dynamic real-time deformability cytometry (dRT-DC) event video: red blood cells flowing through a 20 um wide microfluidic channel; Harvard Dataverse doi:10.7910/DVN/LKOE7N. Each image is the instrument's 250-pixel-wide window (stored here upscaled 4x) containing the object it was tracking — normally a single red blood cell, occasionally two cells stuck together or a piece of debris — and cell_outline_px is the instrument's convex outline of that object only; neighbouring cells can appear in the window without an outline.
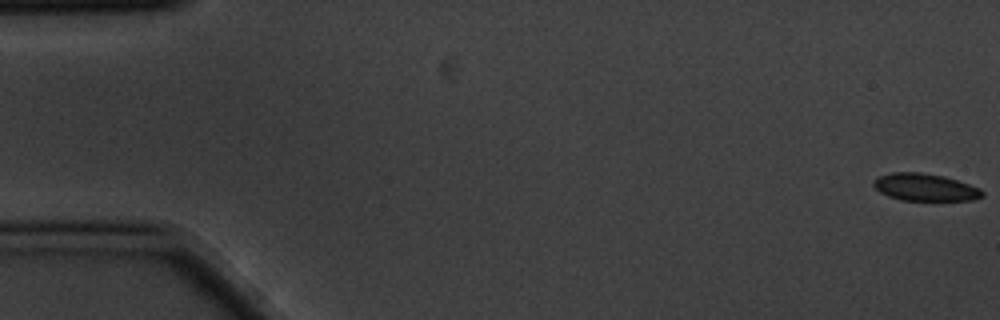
{"species": "common noctule bat (a hibernating species)", "species_latin": "Nyctalus noctula", "temperature_condition": "cold", "stored_images_in_passage": 5, "camera_frame_rate_fps": 3000, "um_per_image_px": 0.085, "animal": {"sex": "male", "body_mass_g": 20.1, "forearm_length_mm": 53.5}, "frame": {"image": 1, "passage_image": 1, "time_ms": 0.0, "image_size_px": [1000, 320], "cell_outline_px": [[984, 196], [972, 200], [900, 200], [888, 196], [880, 192], [872, 184], [872, 180], [880, 176], [892, 172], [920, 172], [944, 176], [980, 188], [984, 192]], "centroid_in_image_um": [78.62, 15.91], "position_along_channel_um": 6.4, "area_um2": 17.28}}
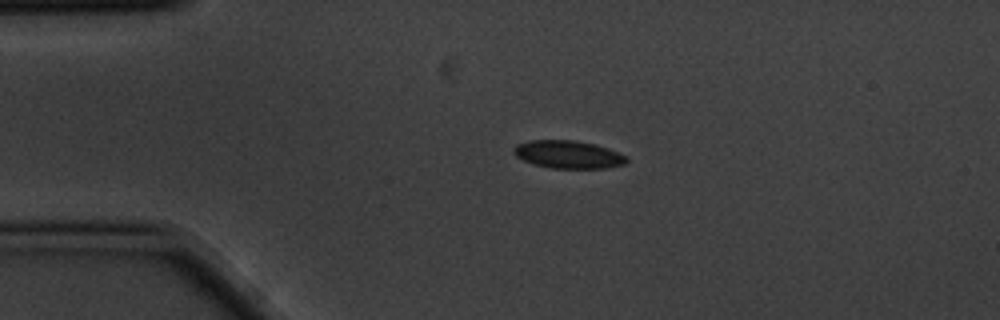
{"frame": {"image": 2, "passage_image": 4, "time_ms": 1.0, "image_size_px": [1000, 320], "cell_outline_px": [[628, 160], [624, 164], [608, 168], [552, 168], [536, 164], [524, 160], [516, 156], [512, 152], [512, 148], [516, 144], [528, 140], [576, 140], [596, 144], [608, 148], [628, 156]], "centroid_in_image_um": [48.31, 13.12], "position_along_channel_um": 36.7, "area_um2": 18.44}}
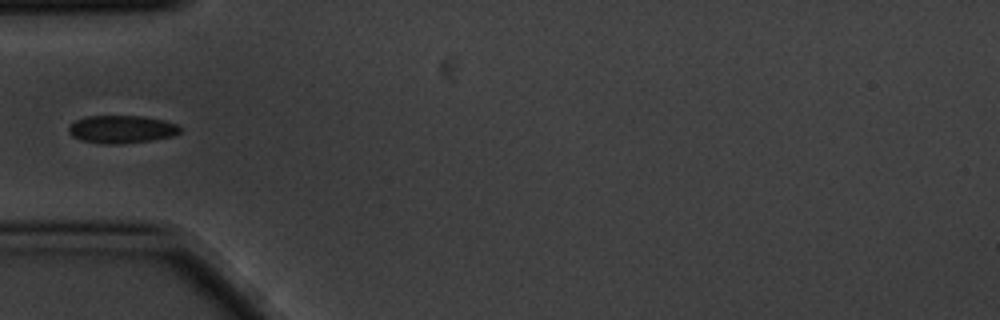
{"frame": {"image": 3, "passage_image": 5, "time_ms": 1.333, "image_size_px": [1000, 320], "cell_outline_px": [[184, 128], [180, 132], [172, 136], [152, 140], [120, 144], [104, 144], [80, 140], [72, 136], [68, 132], [68, 128], [76, 120], [88, 116], [144, 116], [164, 120], [176, 124]], "centroid_in_image_um": [10.36, 10.99], "position_along_channel_um": 74.6, "area_um2": 18.15}}